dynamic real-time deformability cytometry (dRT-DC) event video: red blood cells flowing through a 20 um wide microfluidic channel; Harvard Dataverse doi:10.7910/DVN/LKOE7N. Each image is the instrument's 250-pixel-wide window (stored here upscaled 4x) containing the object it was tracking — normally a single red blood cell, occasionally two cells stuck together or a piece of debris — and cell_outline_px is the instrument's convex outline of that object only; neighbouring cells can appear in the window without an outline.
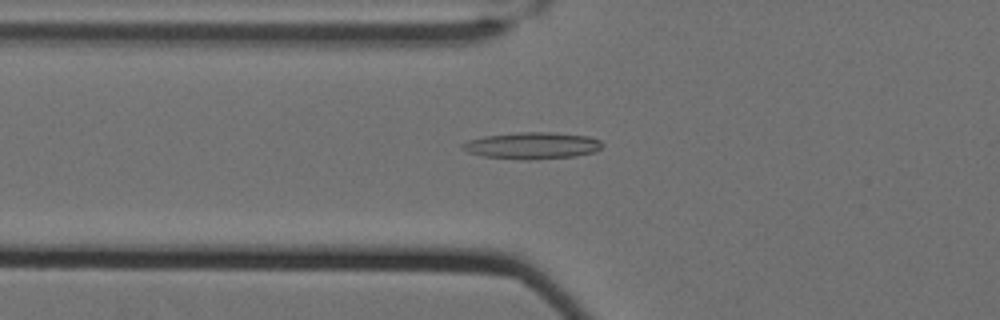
{"species": "Egyptian fruit bat (a non-hibernating species)", "species_latin": "Rousettus aegyptiacus", "temperature_condition": "cold", "stored_images_in_passage": 61, "camera_frame_rate_fps": 3000, "um_per_image_px": 0.085, "animal": {"sex": "female"}, "frame": {"image": 1, "passage_image": 25, "time_ms": 8.0, "image_size_px": [1000, 320], "cell_outline_px": [[604, 144], [596, 152], [576, 156], [528, 160], [524, 160], [484, 156], [468, 152], [460, 148], [460, 144], [468, 140], [484, 136], [516, 132], [552, 132], [588, 136], [600, 140]], "centroid_in_image_um": [45.24, 12.37], "position_along_channel_um": 80.6, "area_um2": 21.96}}
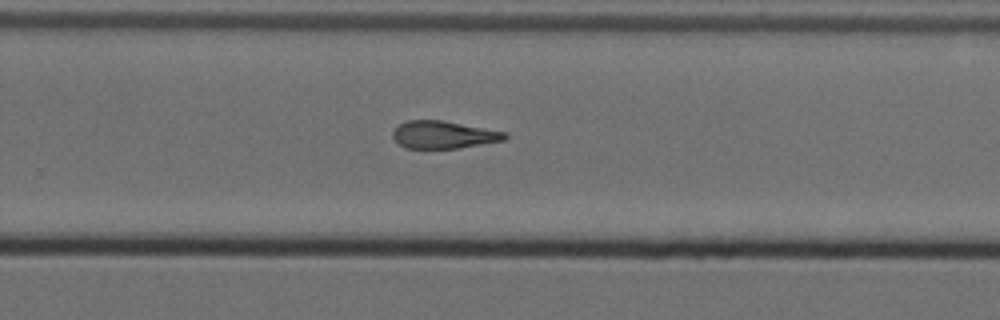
{"frame": {"image": 2, "passage_image": 43, "time_ms": 14.0, "image_size_px": [1000, 320], "cell_outline_px": [[508, 136], [504, 140], [456, 148], [404, 148], [392, 136], [392, 132], [400, 124], [408, 120], [444, 120], [504, 132]], "centroid_in_image_um": [37.67, 11.44], "position_along_channel_um": 292.1, "area_um2": 17.69}}
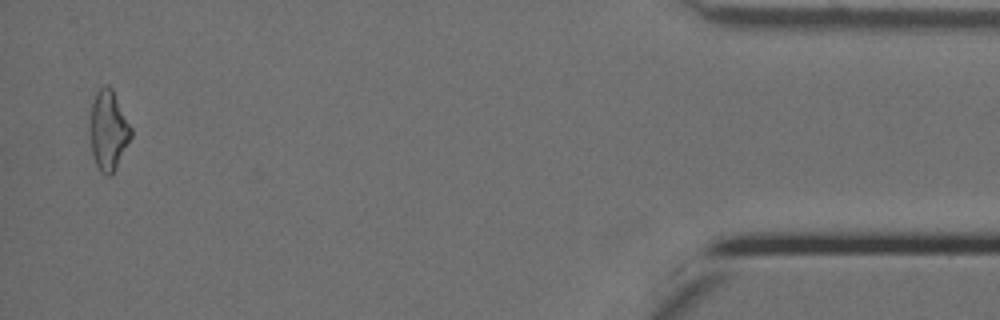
{"frame": {"image": 3, "passage_image": 60, "time_ms": 19.667, "image_size_px": [1000, 320], "cell_outline_px": [[132, 136], [112, 176], [104, 176], [100, 172], [92, 156], [88, 128], [88, 124], [92, 104], [96, 92], [104, 84], [108, 84], [112, 88], [132, 128]], "centroid_in_image_um": [9.18, 11.1], "position_along_channel_um": 426.0, "area_um2": 19.59}, "authors_computed_cell_mechanics": {"area_um2": 19.1896, "velocity_mm_per_s": 3.5168, "shape_relaxation_time_tau1_ms": null, "shape_relaxation_time_tau2_ms": 7.2752, "deformation_change_tau1": null, "deformation_change_tau2": 0.1894}}